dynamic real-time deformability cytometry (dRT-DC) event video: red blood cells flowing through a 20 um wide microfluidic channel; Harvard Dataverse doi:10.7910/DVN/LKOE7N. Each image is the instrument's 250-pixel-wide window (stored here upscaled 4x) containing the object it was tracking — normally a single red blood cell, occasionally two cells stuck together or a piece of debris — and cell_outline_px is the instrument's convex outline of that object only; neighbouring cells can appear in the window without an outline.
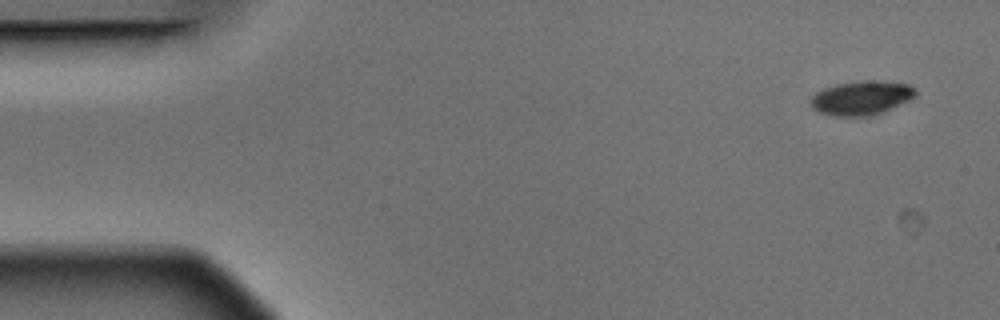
{"species": "Egyptian fruit bat (a non-hibernating species)", "species_latin": "Rousettus aegyptiacus", "temperature_condition": "warm", "stored_images_in_passage": 6, "camera_frame_rate_fps": 3000, "um_per_image_px": 0.085, "animal": {"sex": "male"}, "frame": {"image": 1, "passage_image": 1, "time_ms": 0.0, "image_size_px": [1000, 320], "cell_outline_px": [[916, 96], [908, 100], [872, 116], [832, 116], [820, 112], [812, 108], [808, 100], [816, 92], [824, 88], [836, 84], [864, 80], [880, 80], [908, 84], [916, 92]], "centroid_in_image_um": [73.17, 8.31], "position_along_channel_um": 11.8, "area_um2": 20.81}}
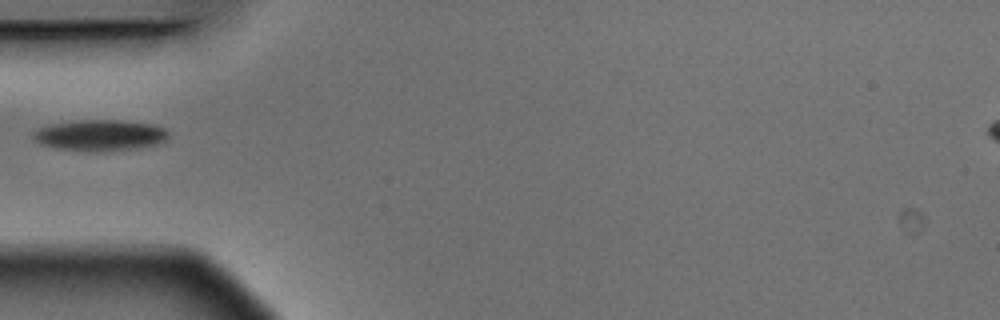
{"frame": {"image": 2, "passage_image": 5, "time_ms": 1.333, "image_size_px": [1000, 320], "cell_outline_px": [[168, 136], [164, 140], [156, 144], [136, 148], [100, 152], [92, 152], [56, 148], [40, 144], [32, 136], [32, 132], [40, 128], [52, 124], [76, 120], [120, 120], [152, 124], [164, 128], [168, 132]], "centroid_in_image_um": [8.48, 11.5], "position_along_channel_um": 76.5, "area_um2": 24.45}}
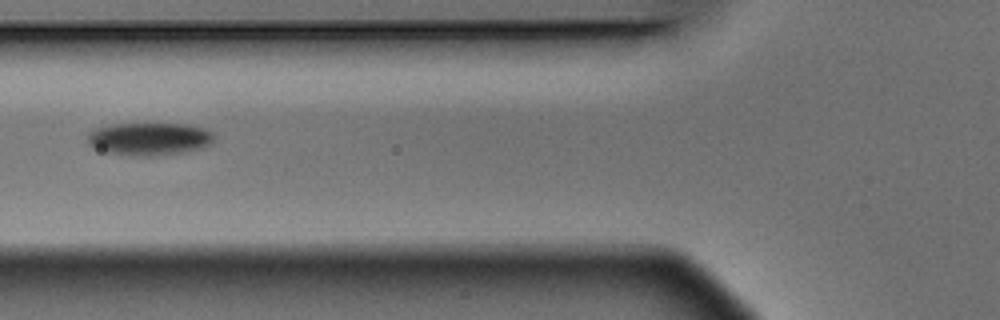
{"frame": {"image": 3, "passage_image": 6, "time_ms": 1.667, "image_size_px": [1000, 320], "cell_outline_px": [[212, 140], [208, 144], [188, 152], [152, 156], [132, 156], [104, 152], [92, 148], [88, 144], [88, 132], [96, 128], [116, 124], [188, 124], [204, 128], [212, 132]], "centroid_in_image_um": [12.63, 11.82], "position_along_channel_um": 113.2, "area_um2": 24.16}}